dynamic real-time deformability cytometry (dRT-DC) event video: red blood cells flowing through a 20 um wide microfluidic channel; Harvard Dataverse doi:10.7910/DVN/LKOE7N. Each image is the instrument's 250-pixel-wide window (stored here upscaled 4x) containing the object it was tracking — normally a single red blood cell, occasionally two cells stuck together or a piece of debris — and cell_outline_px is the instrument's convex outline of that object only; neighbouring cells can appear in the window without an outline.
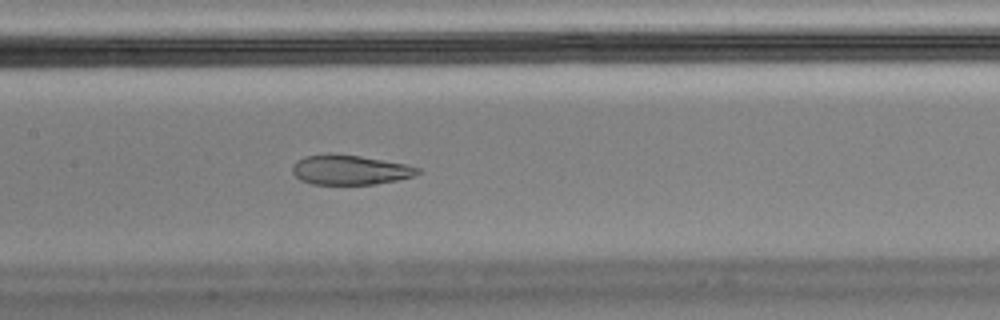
{"species": "Egyptian fruit bat (a non-hibernating species)", "species_latin": "Rousettus aegyptiacus", "temperature_condition": "cold", "stored_images_in_passage": 35, "camera_frame_rate_fps": 3000, "um_per_image_px": 0.085, "animal": {"sex": "male"}, "frame": {"image": 1, "passage_image": 11, "time_ms": 3.333, "image_size_px": [1000, 320], "cell_outline_px": [[424, 172], [412, 176], [396, 180], [376, 184], [312, 184], [300, 180], [292, 172], [292, 164], [296, 160], [304, 156], [328, 152], [360, 156], [408, 164], [420, 168]], "centroid_in_image_um": [29.73, 14.42], "position_along_channel_um": 177.7, "area_um2": 22.08}}
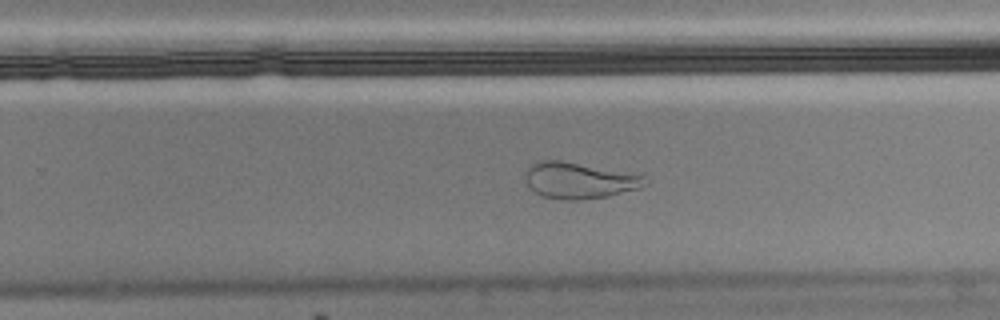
{"frame": {"image": 2, "passage_image": 20, "time_ms": 6.333, "image_size_px": [1000, 320], "cell_outline_px": [[648, 184], [640, 188], [608, 196], [580, 200], [560, 200], [544, 196], [536, 192], [528, 184], [524, 176], [528, 168], [532, 164], [540, 160], [560, 160], [644, 176]], "centroid_in_image_um": [49.21, 15.35], "position_along_channel_um": 280.6, "area_um2": 24.85}, "authors_computed_cell_mechanics": {"area_um2": 23.8714, "velocity_mm_per_s": 3.4509, "shape_relaxation_time_tau1_ms": null, "shape_relaxation_time_tau2_ms": 1.5702, "deformation_change_tau1": null, "deformation_change_tau2": 0.0806}}